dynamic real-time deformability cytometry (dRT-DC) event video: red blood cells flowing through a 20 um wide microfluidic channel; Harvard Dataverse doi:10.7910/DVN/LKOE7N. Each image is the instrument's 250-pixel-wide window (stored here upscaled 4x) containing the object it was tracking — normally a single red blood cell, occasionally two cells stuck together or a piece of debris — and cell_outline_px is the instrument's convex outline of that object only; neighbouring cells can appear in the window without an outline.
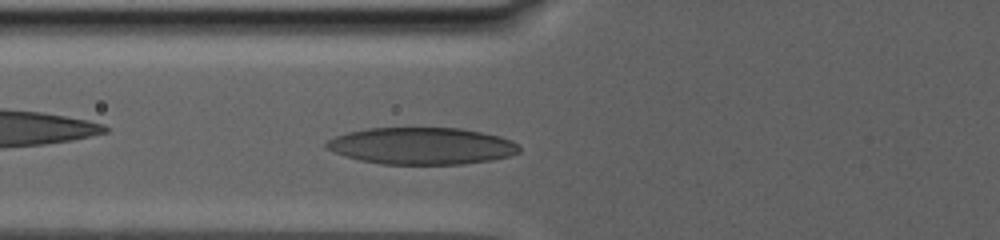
{"species": "human", "species_latin": "Homo sapiens", "temperature_condition": "warm", "stored_images_in_passage": 69, "camera_frame_rate_fps": 3000, "um_per_image_px": 0.085, "donor": {"sex": "male"}, "frame": {"image": 1, "passage_image": 19, "time_ms": 5.333, "image_size_px": [1000, 240], "cell_outline_px": [[520, 152], [508, 156], [492, 160], [464, 164], [380, 164], [360, 160], [344, 156], [332, 152], [324, 148], [324, 144], [328, 140], [336, 136], [348, 132], [368, 128], [460, 128], [500, 136], [512, 140], [520, 148]], "centroid_in_image_um": [35.81, 12.41], "position_along_channel_um": 90.0, "area_um2": 41.62}}
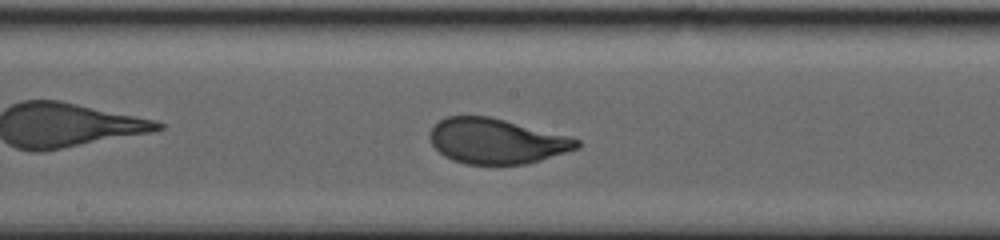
{"frame": {"image": 2, "passage_image": 37, "time_ms": 10.0, "image_size_px": [1000, 240], "cell_outline_px": [[580, 148], [528, 164], [464, 164], [452, 160], [444, 156], [432, 144], [428, 136], [432, 124], [448, 116], [488, 116], [568, 136], [580, 140]], "centroid_in_image_um": [42.17, 12.0], "position_along_channel_um": 206.0, "area_um2": 38.73}}
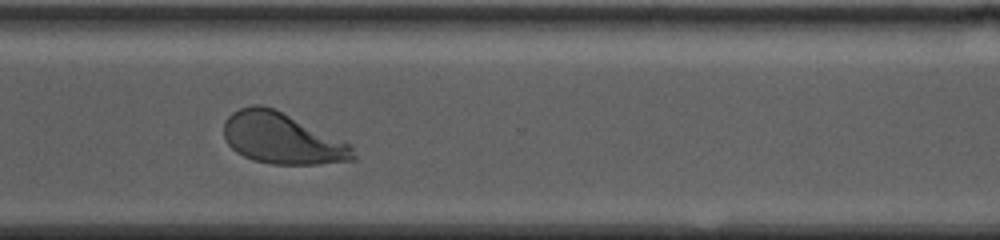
{"frame": {"image": 3, "passage_image": 58, "time_ms": 15.667, "image_size_px": [1000, 240], "cell_outline_px": [[356, 160], [320, 164], [272, 164], [252, 160], [236, 152], [228, 144], [224, 136], [224, 120], [232, 112], [240, 108], [252, 104], [260, 104], [272, 108], [352, 144], [356, 156]], "centroid_in_image_um": [23.97, 11.78], "position_along_channel_um": 346.6, "area_um2": 38.44}, "authors_computed_cell_mechanics": {"area_um2": 38.4948, "velocity_mm_per_s": 2.4846, "shape_relaxation_time_tau1_ms": 4.3996, "shape_relaxation_time_tau2_ms": null, "deformation_change_tau1": 0.1946, "deformation_change_tau2": null}}